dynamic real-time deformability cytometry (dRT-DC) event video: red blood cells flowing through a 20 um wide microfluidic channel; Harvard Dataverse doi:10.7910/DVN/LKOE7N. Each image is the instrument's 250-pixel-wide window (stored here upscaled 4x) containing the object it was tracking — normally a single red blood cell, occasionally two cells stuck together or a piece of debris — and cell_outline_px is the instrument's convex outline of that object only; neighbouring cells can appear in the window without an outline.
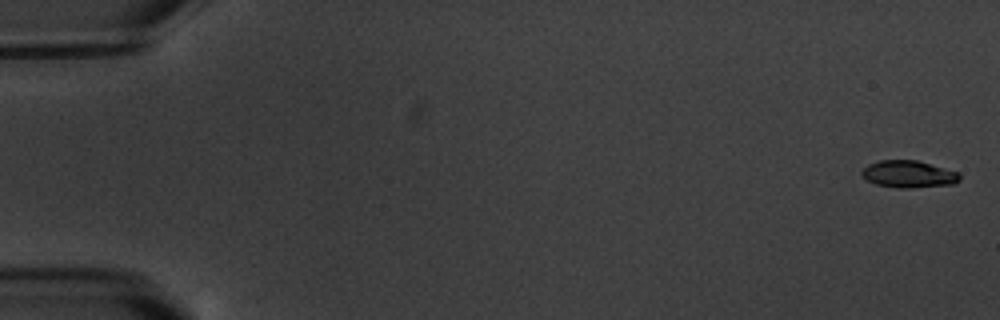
{"species": "common noctule bat (a hibernating species)", "species_latin": "Nyctalus noctula", "temperature_condition": "warm", "stored_images_in_passage": 6, "camera_frame_rate_fps": 3000, "um_per_image_px": 0.085, "animal": {"sex": "male", "body_mass_g": 20.1, "forearm_length_mm": 53.5}, "frame": {"image": 1, "passage_image": 1, "time_ms": 0.0, "image_size_px": [1000, 320], "cell_outline_px": [[960, 180], [952, 184], [912, 188], [900, 188], [876, 184], [860, 176], [860, 172], [868, 164], [880, 160], [916, 160], [960, 172]], "centroid_in_image_um": [77.22, 14.8], "position_along_channel_um": 7.8, "area_um2": 15.49}}
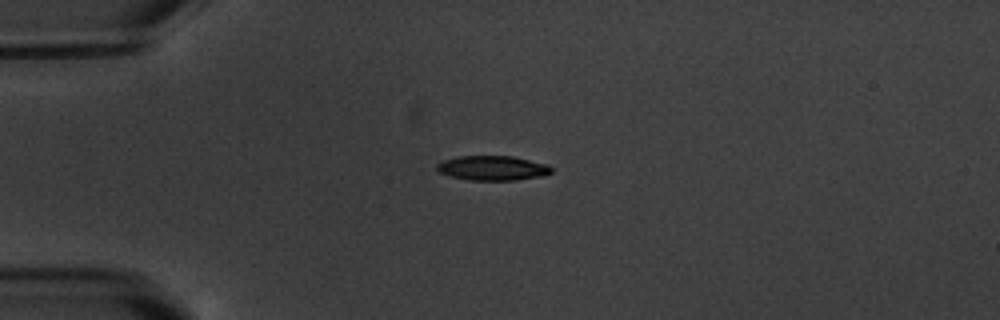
{"frame": {"image": 2, "passage_image": 5, "time_ms": 4.667, "image_size_px": [1000, 320], "cell_outline_px": [[552, 172], [540, 176], [516, 180], [468, 180], [452, 176], [440, 172], [436, 168], [436, 164], [444, 160], [460, 156], [512, 156], [548, 164], [552, 168]], "centroid_in_image_um": [41.88, 14.28], "position_along_channel_um": 43.1, "area_um2": 16.3}}